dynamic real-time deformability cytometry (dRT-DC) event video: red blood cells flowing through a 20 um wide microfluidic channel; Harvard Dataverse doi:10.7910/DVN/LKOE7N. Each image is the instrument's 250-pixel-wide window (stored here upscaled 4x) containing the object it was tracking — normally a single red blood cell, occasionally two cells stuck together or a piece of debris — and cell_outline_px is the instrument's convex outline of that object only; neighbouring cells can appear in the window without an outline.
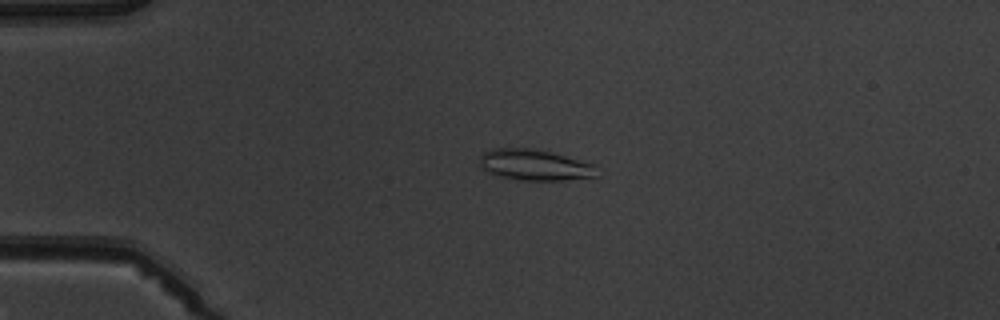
{"species": "common noctule bat (a hibernating species)", "species_latin": "Nyctalus noctula", "temperature_condition": "warm", "stored_images_in_passage": 5, "camera_frame_rate_fps": 3000, "um_per_image_px": 0.085, "animal": {"sex": "male", "body_mass_g": 19.5, "forearm_length_mm": 54.6}, "frame": {"image": 1, "passage_image": 4, "time_ms": 3.667, "image_size_px": [1000, 320], "cell_outline_px": [[600, 176], [564, 180], [520, 180], [500, 176], [480, 168], [480, 156], [484, 152], [492, 148], [532, 148], [552, 152], [592, 164]], "centroid_in_image_um": [45.43, 14.02], "position_along_channel_um": 39.6, "area_um2": 21.04}}